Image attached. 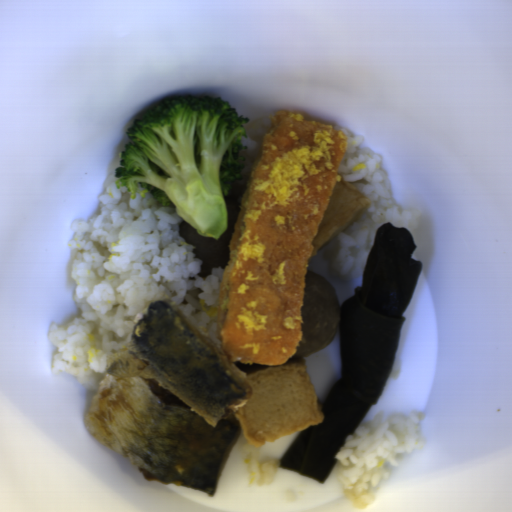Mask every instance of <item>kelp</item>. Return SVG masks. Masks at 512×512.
<instances>
[{"label":"kelp","instance_id":"99668d17","mask_svg":"<svg viewBox=\"0 0 512 512\" xmlns=\"http://www.w3.org/2000/svg\"><path fill=\"white\" fill-rule=\"evenodd\" d=\"M415 248L408 229L390 222L377 228L361 285L340 308L341 377L320 404L322 421L299 431L279 467L322 483L347 435L378 403L396 359L403 312L423 267V261L411 258Z\"/></svg>","mask_w":512,"mask_h":512}]
</instances>
